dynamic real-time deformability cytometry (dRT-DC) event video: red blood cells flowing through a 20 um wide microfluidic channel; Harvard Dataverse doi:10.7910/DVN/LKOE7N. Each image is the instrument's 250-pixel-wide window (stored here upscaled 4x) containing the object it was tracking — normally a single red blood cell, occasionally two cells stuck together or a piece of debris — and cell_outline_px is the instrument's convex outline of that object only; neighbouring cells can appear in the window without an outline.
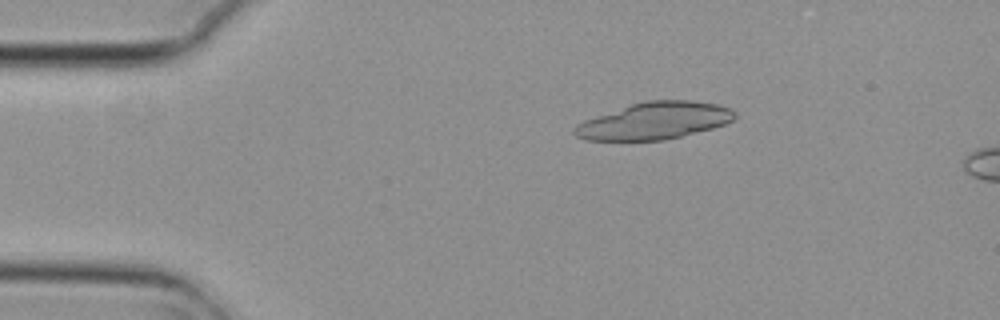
{"species": "common noctule bat (a hibernating species)", "species_latin": "Nyctalus noctula", "temperature_condition": "cold", "stored_images_in_passage": 5, "camera_frame_rate_fps": 3000, "um_per_image_px": 0.085, "animal": {"sex": "female", "body_mass_g": 29.2, "forearm_length_mm": 56.3}, "frame": {"image": 1, "passage_image": 3, "time_ms": 0.667, "image_size_px": [1000, 320], "cell_outline_px": [[736, 116], [732, 120], [724, 124], [712, 128], [664, 140], [584, 140], [576, 136], [572, 132], [572, 128], [576, 124], [584, 120], [632, 104], [648, 100], [692, 100], [720, 104], [736, 112]], "centroid_in_image_um": [55.61, 10.27], "position_along_channel_um": 29.4, "area_um2": 34.39}}